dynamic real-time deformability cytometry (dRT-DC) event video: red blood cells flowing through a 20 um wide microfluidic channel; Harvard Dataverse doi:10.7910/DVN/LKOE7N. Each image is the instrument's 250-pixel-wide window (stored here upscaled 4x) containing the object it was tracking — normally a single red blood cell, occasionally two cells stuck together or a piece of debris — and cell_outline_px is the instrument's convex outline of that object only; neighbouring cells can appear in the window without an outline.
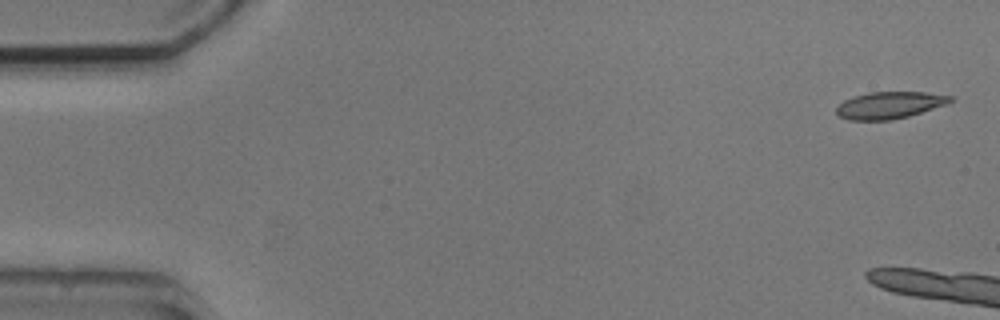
{"species": "common noctule bat (a hibernating species)", "species_latin": "Nyctalus noctula", "temperature_condition": "cold", "stored_images_in_passage": 3, "camera_frame_rate_fps": 3000, "um_per_image_px": 0.085, "animal": {"sex": "male", "body_mass_g": 20.5, "forearm_length_mm": 52.5}, "frame": {"image": 1, "passage_image": 1, "time_ms": 0.0, "image_size_px": [1000, 320], "cell_outline_px": [[952, 100], [944, 104], [908, 116], [892, 120], [848, 120], [840, 116], [836, 112], [836, 108], [844, 100], [868, 92], [924, 92], [952, 96]], "centroid_in_image_um": [75.56, 8.94], "position_along_channel_um": 9.4, "area_um2": 17.51}}